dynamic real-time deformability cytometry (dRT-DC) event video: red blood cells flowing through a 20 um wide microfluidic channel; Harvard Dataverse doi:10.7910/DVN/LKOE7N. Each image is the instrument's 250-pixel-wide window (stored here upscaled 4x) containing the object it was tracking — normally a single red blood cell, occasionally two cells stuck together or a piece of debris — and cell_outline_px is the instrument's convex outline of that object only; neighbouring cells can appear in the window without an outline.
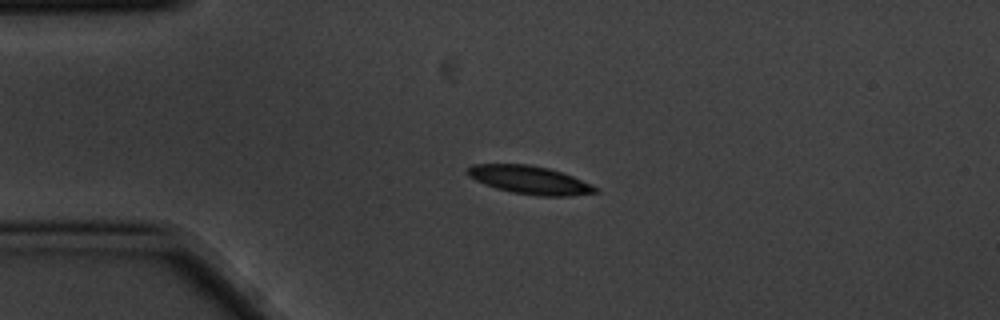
{"species": "common noctule bat (a hibernating species)", "species_latin": "Nyctalus noctula", "temperature_condition": "cold", "stored_images_in_passage": 4, "camera_frame_rate_fps": 3000, "um_per_image_px": 0.085, "animal": {"sex": "male", "body_mass_g": 20.1, "forearm_length_mm": 53.5}, "frame": {"image": 1, "passage_image": 3, "time_ms": 0.667, "image_size_px": [1000, 320], "cell_outline_px": [[600, 192], [572, 196], [540, 196], [512, 192], [496, 188], [484, 184], [468, 176], [464, 172], [472, 164], [528, 164], [548, 168], [572, 176], [600, 188]], "centroid_in_image_um": [45.03, 15.3], "position_along_channel_um": 40.0, "area_um2": 21.04}}